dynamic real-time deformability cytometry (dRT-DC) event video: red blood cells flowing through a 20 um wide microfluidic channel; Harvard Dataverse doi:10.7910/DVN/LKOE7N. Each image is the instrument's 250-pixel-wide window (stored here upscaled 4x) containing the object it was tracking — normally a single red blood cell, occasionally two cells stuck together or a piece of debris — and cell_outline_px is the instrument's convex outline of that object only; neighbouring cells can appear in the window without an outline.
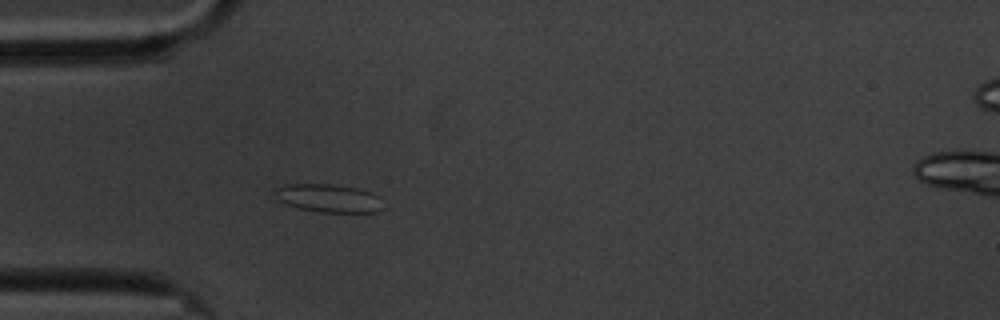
{"species": "common noctule bat (a hibernating species)", "species_latin": "Nyctalus noctula", "temperature_condition": "cold", "stored_images_in_passage": 43, "camera_frame_rate_fps": 3000, "um_per_image_px": 0.085, "animal": {"sex": "male", "body_mass_g": 20.1, "forearm_length_mm": 53.5}, "frame": {"image": 1, "passage_image": 1, "time_ms": 0.0, "image_size_px": [1000, 320], "cell_outline_px": [[380, 196], [376, 212], [320, 212], [300, 208], [288, 204], [280, 200], [276, 196], [272, 188], [284, 184], [332, 184], [356, 188], [372, 192]], "centroid_in_image_um": [27.85, 16.82], "position_along_channel_um": 57.1, "area_um2": 17.46}}
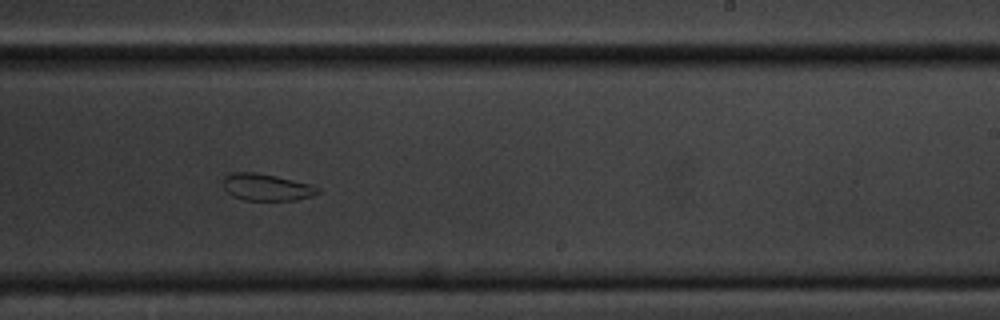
{"frame": {"image": 2, "passage_image": 20, "time_ms": 6.333, "image_size_px": [1000, 320], "cell_outline_px": [[320, 192], [312, 196], [296, 200], [244, 200], [232, 196], [224, 188], [224, 176], [232, 172], [256, 172], [276, 176], [312, 184], [320, 188]], "centroid_in_image_um": [22.67, 15.91], "position_along_channel_um": 266.3, "area_um2": 14.91}}
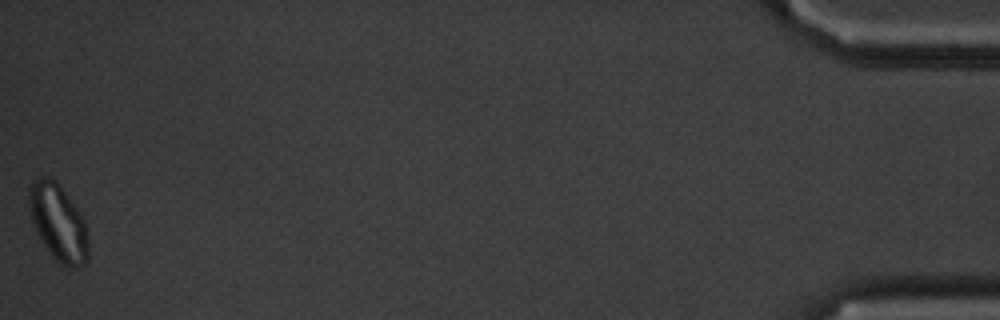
{"frame": {"image": 3, "passage_image": 43, "time_ms": 14.0, "image_size_px": [1000, 320], "cell_outline_px": [[88, 264], [80, 268], [68, 268], [60, 264], [44, 248], [32, 224], [28, 208], [28, 192], [32, 184], [36, 180], [44, 176], [48, 176], [64, 192], [76, 208], [84, 220], [88, 228]], "centroid_in_image_um": [4.96, 19.02], "position_along_channel_um": 430.2, "area_um2": 26.76}, "authors_computed_cell_mechanics": {"area_um2": 16.5308, "velocity_mm_per_s": 3.3695, "shape_relaxation_time_tau1_ms": null, "shape_relaxation_time_tau2_ms": 2.5532, "deformation_change_tau1": null, "deformation_change_tau2": 0.0689}}